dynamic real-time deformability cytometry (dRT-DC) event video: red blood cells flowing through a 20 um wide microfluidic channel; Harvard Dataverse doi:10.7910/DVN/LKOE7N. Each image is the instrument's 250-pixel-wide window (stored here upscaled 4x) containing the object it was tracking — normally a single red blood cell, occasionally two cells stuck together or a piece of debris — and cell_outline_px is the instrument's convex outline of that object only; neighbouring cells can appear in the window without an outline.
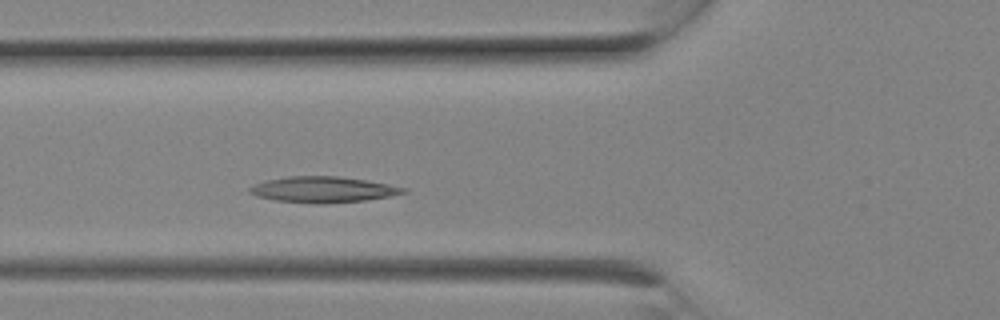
{"species": "Egyptian fruit bat (a non-hibernating species)", "species_latin": "Rousettus aegyptiacus", "temperature_condition": "room temperature", "stored_images_in_passage": 4, "camera_frame_rate_fps": 3000, "um_per_image_px": 0.085, "animal": {"sex": "female"}, "frame": {"image": 1, "passage_image": 4, "time_ms": 1.0, "image_size_px": [1000, 320], "cell_outline_px": [[408, 192], [388, 196], [364, 200], [328, 204], [312, 204], [276, 200], [256, 196], [248, 192], [248, 188], [256, 184], [268, 180], [288, 176], [336, 176], [364, 180], [408, 188]], "centroid_in_image_um": [27.44, 16.12], "position_along_channel_um": 98.4, "area_um2": 23.06}}